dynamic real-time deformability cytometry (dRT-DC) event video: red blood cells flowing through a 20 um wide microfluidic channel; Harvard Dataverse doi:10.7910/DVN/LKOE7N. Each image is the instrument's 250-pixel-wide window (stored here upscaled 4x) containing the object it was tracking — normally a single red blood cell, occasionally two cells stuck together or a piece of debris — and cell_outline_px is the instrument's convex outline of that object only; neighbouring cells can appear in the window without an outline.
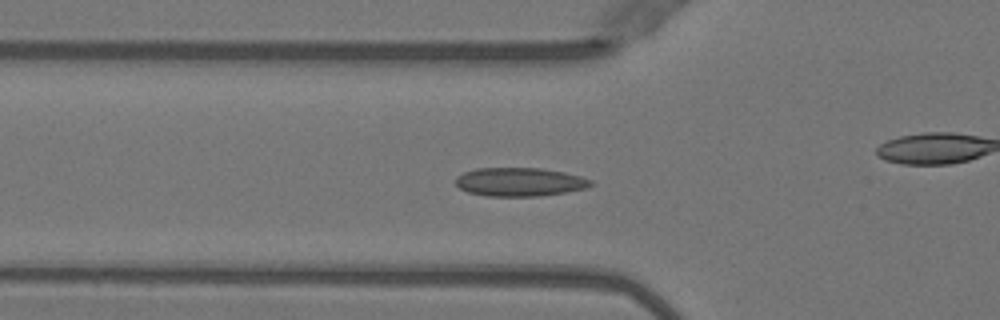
{"species": "Egyptian fruit bat (a non-hibernating species)", "species_latin": "Rousettus aegyptiacus", "temperature_condition": "warm", "stored_images_in_passage": 52, "camera_frame_rate_fps": 3000, "um_per_image_px": 0.085, "animal": {"sex": "female"}, "frame": {"image": 1, "passage_image": 18, "time_ms": 5.667, "image_size_px": [1000, 320], "cell_outline_px": [[596, 184], [584, 188], [564, 192], [540, 196], [488, 196], [468, 192], [460, 188], [456, 184], [456, 176], [464, 172], [476, 168], [540, 168], [564, 172], [580, 176], [592, 180]], "centroid_in_image_um": [44.17, 15.46], "position_along_channel_um": 81.6, "area_um2": 22.48}}
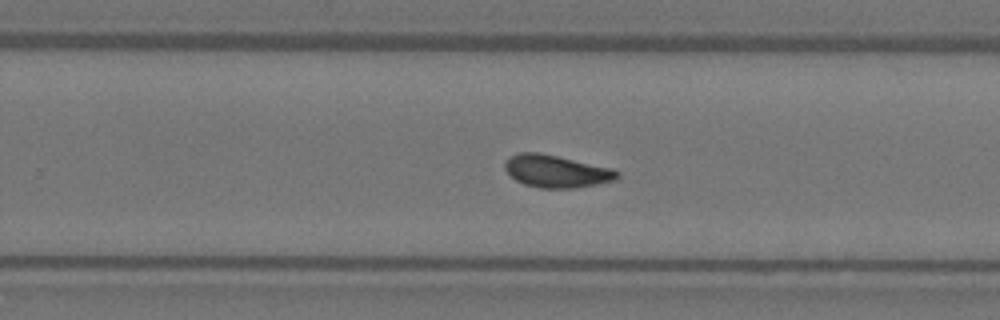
{"frame": {"image": 2, "passage_image": 33, "time_ms": 10.667, "image_size_px": [1000, 320], "cell_outline_px": [[620, 176], [616, 180], [576, 188], [540, 188], [524, 184], [516, 180], [504, 168], [504, 160], [508, 156], [520, 152], [540, 152], [612, 168], [620, 172]], "centroid_in_image_um": [47.28, 14.55], "position_along_channel_um": 282.5, "area_um2": 21.39}}
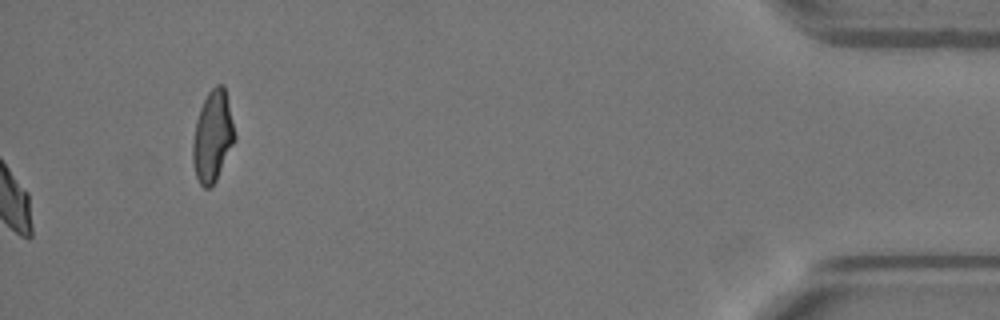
{"frame": {"image": 3, "passage_image": 52, "time_ms": 17.0, "image_size_px": [1000, 320], "cell_outline_px": [[236, 140], [216, 180], [208, 188], [204, 188], [200, 184], [196, 176], [192, 160], [192, 144], [196, 120], [200, 108], [208, 92], [216, 84], [224, 84], [236, 136]], "centroid_in_image_um": [18.08, 11.58], "position_along_channel_um": 417.1, "area_um2": 22.25}, "authors_computed_cell_mechanics": {"area_um2": 20.9236, "velocity_mm_per_s": 4.0105, "shape_relaxation_time_tau1_ms": null, "shape_relaxation_time_tau2_ms": 1.3649, "deformation_change_tau1": null, "deformation_change_tau2": 0.0547}}